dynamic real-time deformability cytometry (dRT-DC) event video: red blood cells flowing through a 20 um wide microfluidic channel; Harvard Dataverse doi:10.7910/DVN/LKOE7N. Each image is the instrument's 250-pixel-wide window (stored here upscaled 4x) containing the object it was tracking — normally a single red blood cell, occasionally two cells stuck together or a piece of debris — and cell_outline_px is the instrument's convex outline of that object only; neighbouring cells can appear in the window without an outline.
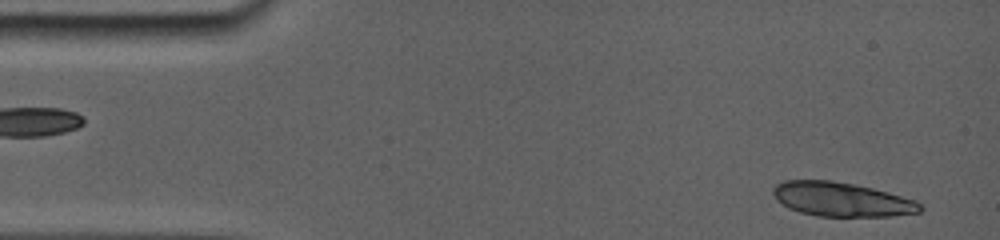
{"species": "common noctule bat (a hibernating species)", "species_latin": "Nyctalus noctula", "temperature_condition": "room temperature", "stored_images_in_passage": 14, "camera_frame_rate_fps": 5000, "um_per_image_px": 0.085, "animal": {"sex": "female", "body_mass_g": 19.0, "forearm_length_mm": 56.7}, "frame": {"image": 1, "passage_image": 3, "time_ms": 0.6, "image_size_px": [1000, 240], "cell_outline_px": [[924, 208], [920, 212], [892, 216], [816, 216], [800, 212], [788, 208], [776, 200], [772, 196], [772, 188], [776, 184], [784, 180], [828, 180], [852, 184], [872, 188], [916, 200]], "centroid_in_image_um": [71.49, 16.95], "position_along_channel_um": 13.5, "area_um2": 29.3}}